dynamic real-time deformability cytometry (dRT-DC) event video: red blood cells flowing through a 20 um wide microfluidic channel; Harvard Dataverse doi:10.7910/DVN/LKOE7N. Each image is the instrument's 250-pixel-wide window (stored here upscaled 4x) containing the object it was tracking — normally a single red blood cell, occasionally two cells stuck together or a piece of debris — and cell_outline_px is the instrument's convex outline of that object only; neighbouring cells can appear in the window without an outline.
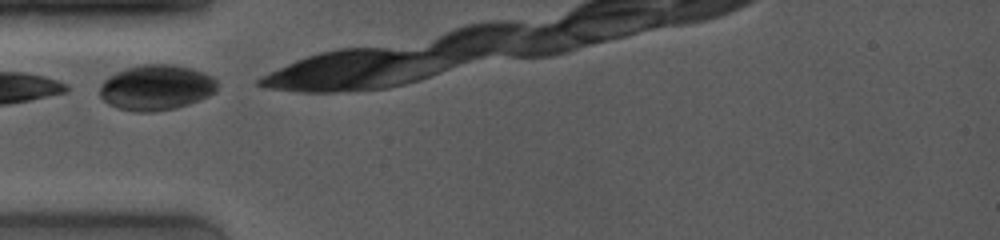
{"species": "common noctule bat (a hibernating species)", "species_latin": "Nyctalus noctula", "temperature_condition": "room temperature", "stored_images_in_passage": 2, "camera_frame_rate_fps": 4000, "um_per_image_px": 0.085, "animal": {"sex": "female", "body_mass_g": 19.0, "forearm_length_mm": 53.3}, "frame": {"image": 1, "passage_image": 1, "time_ms": 0.0, "image_size_px": [1000, 240], "cell_outline_px": [[216, 92], [208, 96], [188, 104], [176, 108], [152, 112], [136, 112], [116, 108], [108, 104], [100, 96], [100, 84], [108, 76], [116, 72], [128, 68], [144, 64], [172, 64], [204, 72], [212, 76], [216, 80]], "centroid_in_image_um": [13.26, 7.45], "position_along_channel_um": 71.7, "area_um2": 31.1}}